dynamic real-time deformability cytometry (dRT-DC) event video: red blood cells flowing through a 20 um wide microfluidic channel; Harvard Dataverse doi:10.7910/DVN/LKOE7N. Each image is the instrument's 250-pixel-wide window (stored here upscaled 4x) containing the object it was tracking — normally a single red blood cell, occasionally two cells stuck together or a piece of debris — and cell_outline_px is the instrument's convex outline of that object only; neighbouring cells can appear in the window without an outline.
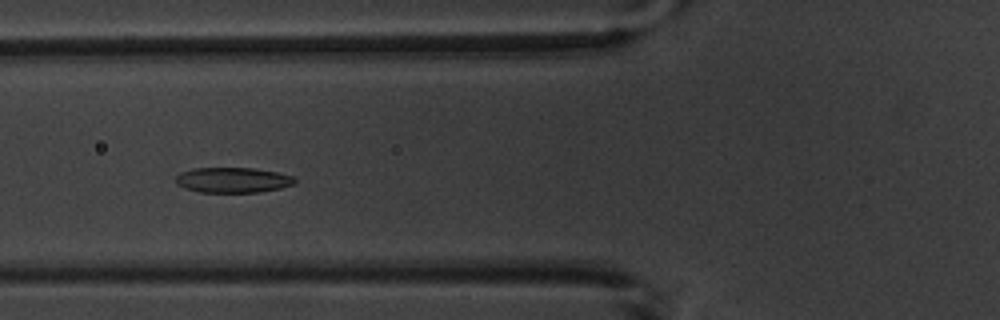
{"species": "common noctule bat (a hibernating species)", "species_latin": "Nyctalus noctula", "temperature_condition": "warm", "stored_images_in_passage": 16, "segment_of_instrument_passage": [1, 2], "camera_frame_rate_fps": 3000, "um_per_image_px": 0.085, "animal": {"sex": "male", "body_mass_g": 20.1, "forearm_length_mm": 53.5}, "frame": {"image": 1, "passage_image": 6, "time_ms": 5.667, "image_size_px": [1000, 320], "cell_outline_px": [[296, 184], [280, 188], [260, 192], [200, 192], [184, 188], [176, 184], [172, 180], [180, 172], [192, 168], [256, 168], [296, 176]], "centroid_in_image_um": [19.78, 15.3], "position_along_channel_um": 106.0, "area_um2": 17.86}}
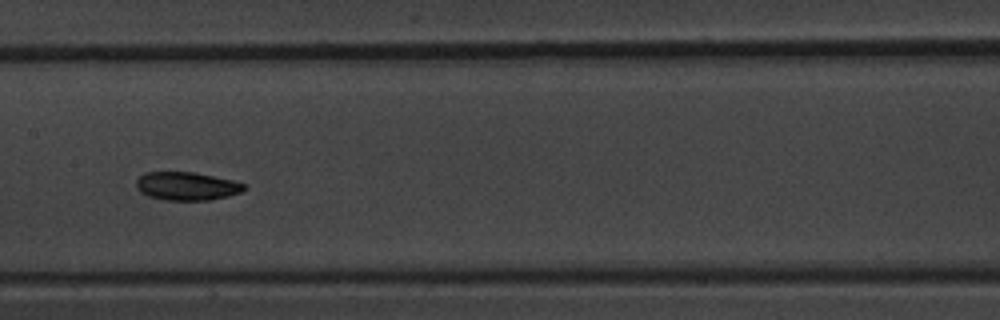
{"frame": {"image": 2, "passage_image": 8, "time_ms": 8.0, "image_size_px": [1000, 320], "cell_outline_px": [[248, 188], [240, 192], [228, 196], [208, 200], [164, 200], [148, 196], [140, 192], [136, 188], [136, 180], [144, 172], [192, 172], [232, 180], [248, 184]], "centroid_in_image_um": [15.87, 15.82], "position_along_channel_um": 191.5, "area_um2": 17.86}}
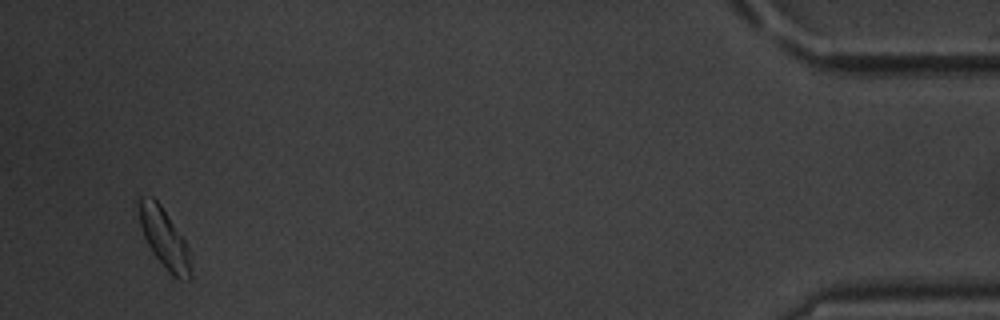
{"frame": {"image": 3, "passage_image": 15, "time_ms": 16.333, "image_size_px": [1000, 320], "cell_outline_px": [[192, 280], [180, 280], [172, 276], [168, 272], [152, 252], [144, 236], [132, 208], [132, 204], [140, 196], [152, 196], [160, 204], [184, 240], [188, 248], [192, 272]], "centroid_in_image_um": [13.87, 20.19], "position_along_channel_um": 421.3, "area_um2": 18.73}}